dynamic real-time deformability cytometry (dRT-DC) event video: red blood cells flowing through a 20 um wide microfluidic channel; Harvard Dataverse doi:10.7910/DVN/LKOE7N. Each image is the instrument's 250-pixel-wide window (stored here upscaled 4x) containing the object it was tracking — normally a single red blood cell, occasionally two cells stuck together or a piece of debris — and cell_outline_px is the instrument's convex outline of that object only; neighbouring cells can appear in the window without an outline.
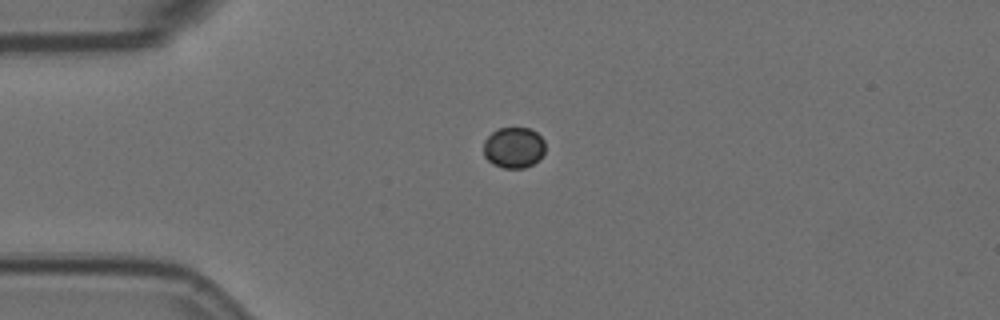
{"species": "Egyptian fruit bat (a non-hibernating species)", "species_latin": "Rousettus aegyptiacus", "temperature_condition": "room temperature", "stored_images_in_passage": 2, "camera_frame_rate_fps": 3000, "um_per_image_px": 0.085, "animal": {"sex": "female"}, "frame": {"image": 1, "passage_image": 1, "time_ms": 0.0, "image_size_px": [1000, 320], "cell_outline_px": [[544, 152], [540, 160], [524, 168], [504, 168], [492, 164], [484, 156], [484, 140], [492, 132], [500, 128], [528, 128], [536, 132], [544, 140]], "centroid_in_image_um": [43.67, 12.55], "position_along_channel_um": 41.3, "area_um2": 14.74}}